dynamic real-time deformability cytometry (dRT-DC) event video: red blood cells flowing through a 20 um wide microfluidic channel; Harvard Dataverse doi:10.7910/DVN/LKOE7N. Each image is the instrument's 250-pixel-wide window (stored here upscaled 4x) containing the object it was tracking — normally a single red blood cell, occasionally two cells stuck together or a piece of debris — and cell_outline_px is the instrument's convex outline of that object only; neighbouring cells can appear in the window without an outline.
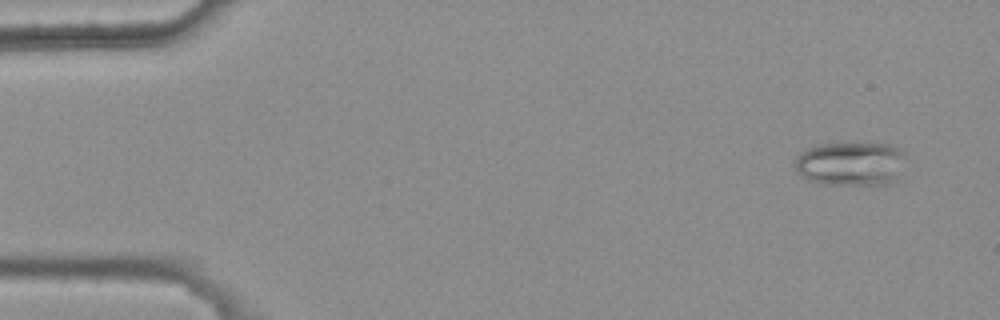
{"species": "common noctule bat (a hibernating species)", "species_latin": "Nyctalus noctula", "temperature_condition": "warm", "stored_images_in_passage": 8, "camera_frame_rate_fps": 3000, "um_per_image_px": 0.085, "animal": {"sex": "female", "body_mass_g": 25.1}, "frame": {"image": 1, "passage_image": 1, "time_ms": 0.0, "image_size_px": [1000, 320], "cell_outline_px": [[904, 152], [892, 180], [888, 184], [820, 184], [808, 180], [796, 168], [796, 156], [800, 152], [808, 148], [820, 144], [888, 144]], "centroid_in_image_um": [72.2, 13.91], "position_along_channel_um": 12.8, "area_um2": 27.28}}
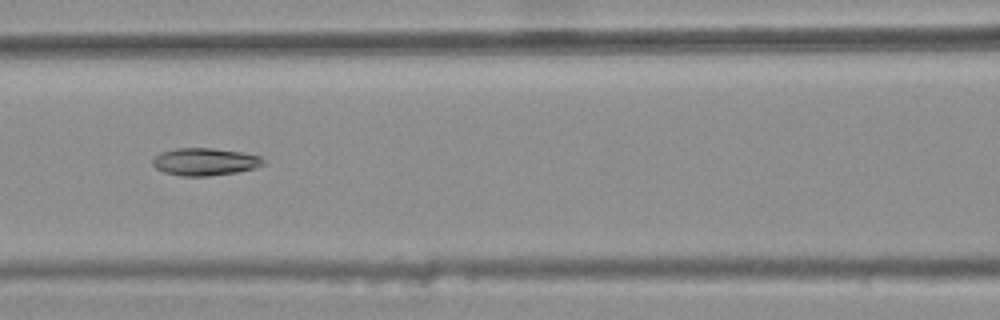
{"frame": {"image": 2, "passage_image": 6, "time_ms": 1.667, "image_size_px": [1000, 320], "cell_outline_px": [[264, 164], [256, 168], [236, 172], [208, 176], [180, 176], [164, 172], [156, 168], [152, 164], [152, 160], [160, 152], [176, 148], [212, 148], [240, 152], [260, 156], [264, 160]], "centroid_in_image_um": [17.4, 13.75], "position_along_channel_um": 149.2, "area_um2": 17.69}}
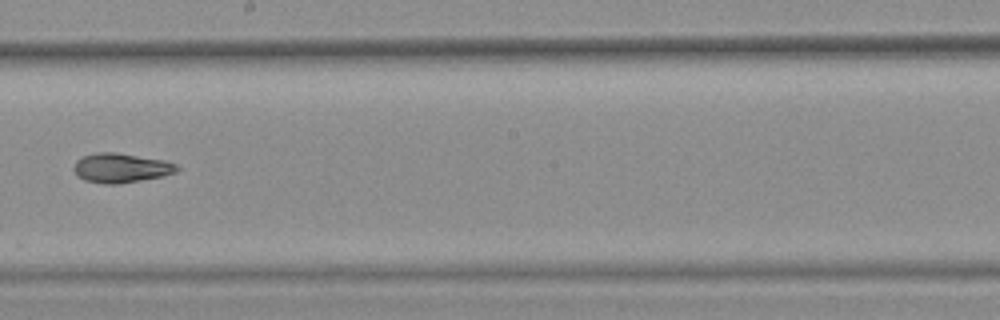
{"frame": {"image": 3, "passage_image": 8, "time_ms": 2.333, "image_size_px": [1000, 320], "cell_outline_px": [[180, 168], [176, 172], [160, 176], [140, 180], [116, 184], [104, 184], [84, 180], [76, 176], [72, 168], [76, 160], [84, 156], [96, 152], [116, 152], [168, 160], [176, 164]], "centroid_in_image_um": [10.26, 14.26], "position_along_channel_um": 237.9, "area_um2": 17.86}}